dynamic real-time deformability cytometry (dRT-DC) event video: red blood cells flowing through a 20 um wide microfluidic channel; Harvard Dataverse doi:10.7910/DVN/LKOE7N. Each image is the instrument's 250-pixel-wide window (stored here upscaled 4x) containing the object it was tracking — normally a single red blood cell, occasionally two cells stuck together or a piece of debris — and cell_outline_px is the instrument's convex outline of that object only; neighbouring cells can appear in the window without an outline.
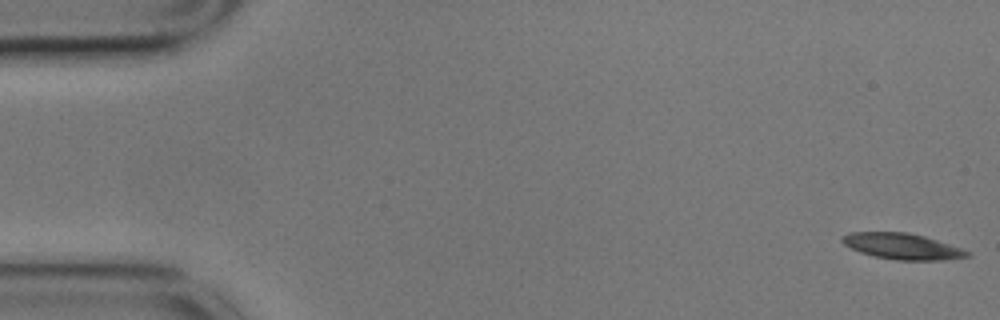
{"species": "common noctule bat (a hibernating species)", "species_latin": "Nyctalus noctula", "temperature_condition": "cold", "stored_images_in_passage": 56, "camera_frame_rate_fps": 3000, "um_per_image_px": 0.085, "animal": {"sex": "male", "body_mass_g": 17.9}, "frame": {"image": 1, "passage_image": 1, "time_ms": 0.0, "image_size_px": [1000, 320], "cell_outline_px": [[972, 256], [944, 260], [896, 260], [876, 256], [860, 252], [844, 244], [840, 240], [840, 236], [848, 232], [908, 232], [924, 236], [972, 252]], "centroid_in_image_um": [76.68, 20.93], "position_along_channel_um": 8.3, "area_um2": 18.9}}
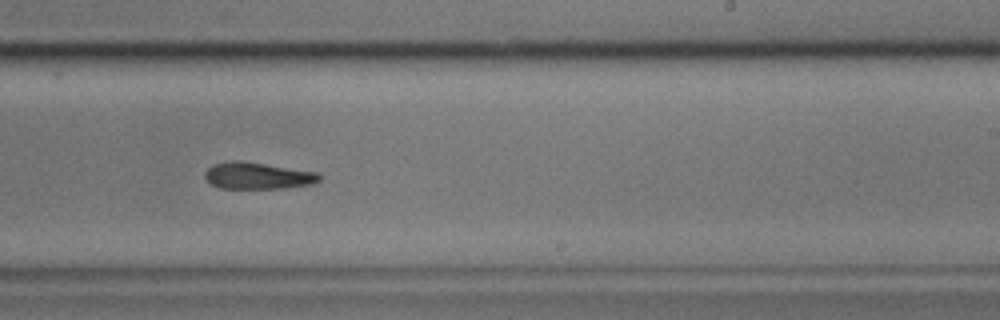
{"frame": {"image": 2, "passage_image": 34, "time_ms": 11.0, "image_size_px": [1000, 320], "cell_outline_px": [[320, 180], [312, 184], [284, 188], [220, 188], [212, 184], [204, 176], [204, 172], [212, 164], [232, 160], [240, 160], [320, 172]], "centroid_in_image_um": [21.91, 14.92], "position_along_channel_um": 267.1, "area_um2": 17.92}}
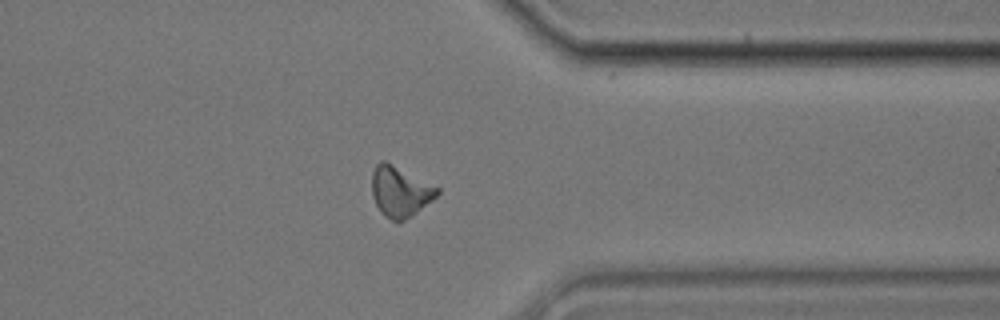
{"frame": {"image": 3, "passage_image": 44, "time_ms": 14.333, "image_size_px": [1000, 320], "cell_outline_px": [[440, 192], [432, 200], [404, 220], [392, 220], [384, 216], [376, 204], [372, 196], [372, 172], [376, 164], [380, 160], [384, 160], [440, 188]], "centroid_in_image_um": [33.98, 16.26], "position_along_channel_um": 377.4, "area_um2": 18.84}, "authors_computed_cell_mechanics": {"area_um2": 18.8139, "velocity_mm_per_s": 3.5077, "shape_relaxation_time_tau1_ms": 3.5285, "shape_relaxation_time_tau2_ms": null, "deformation_change_tau1": 0.1127, "deformation_change_tau2": null}}